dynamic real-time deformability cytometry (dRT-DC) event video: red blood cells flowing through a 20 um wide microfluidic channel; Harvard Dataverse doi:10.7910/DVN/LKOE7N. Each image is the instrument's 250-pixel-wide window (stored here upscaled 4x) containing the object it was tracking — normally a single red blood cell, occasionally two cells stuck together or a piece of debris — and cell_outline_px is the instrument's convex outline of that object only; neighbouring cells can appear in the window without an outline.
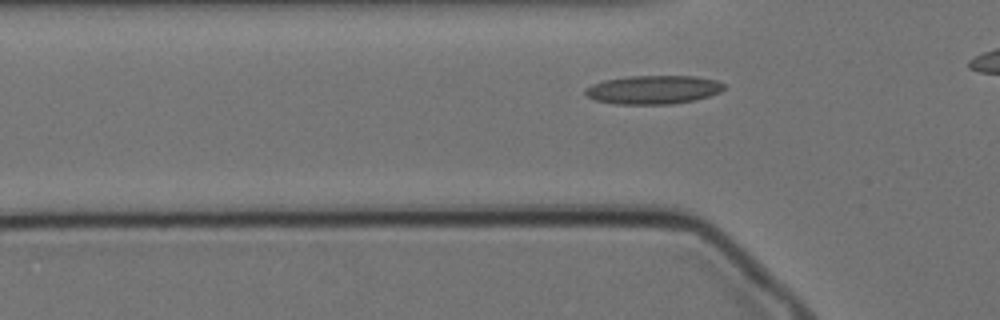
{"species": "Egyptian fruit bat (a non-hibernating species)", "species_latin": "Rousettus aegyptiacus", "temperature_condition": "cold", "stored_images_in_passage": 32, "camera_frame_rate_fps": 3000, "um_per_image_px": 0.085, "animal": {"sex": "female"}, "frame": {"image": 1, "passage_image": 4, "time_ms": 1.0, "image_size_px": [1000, 320], "cell_outline_px": [[724, 88], [720, 92], [708, 96], [692, 100], [672, 104], [616, 104], [596, 100], [588, 96], [584, 92], [592, 84], [604, 80], [628, 76], [696, 76], [716, 80], [724, 84]], "centroid_in_image_um": [55.54, 7.62], "position_along_channel_um": 70.3, "area_um2": 22.95}}
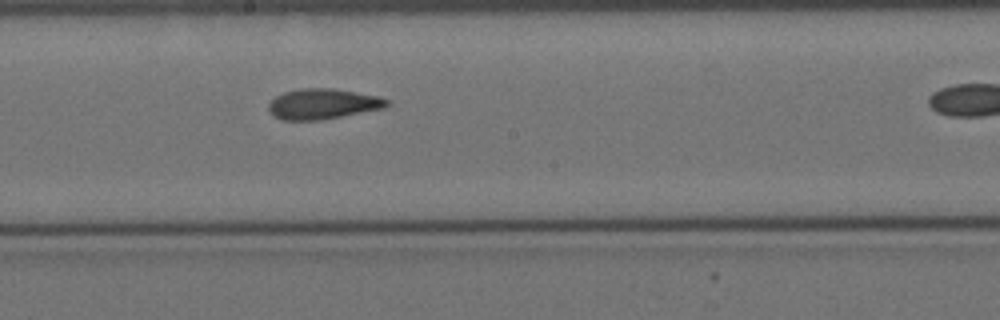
{"frame": {"image": 2, "passage_image": 17, "time_ms": 5.333, "image_size_px": [1000, 320], "cell_outline_px": [[388, 104], [384, 108], [320, 120], [280, 120], [268, 108], [268, 104], [276, 96], [284, 92], [300, 88], [332, 88], [376, 96], [388, 100]], "centroid_in_image_um": [27.41, 8.83], "position_along_channel_um": 220.8, "area_um2": 20.63}}
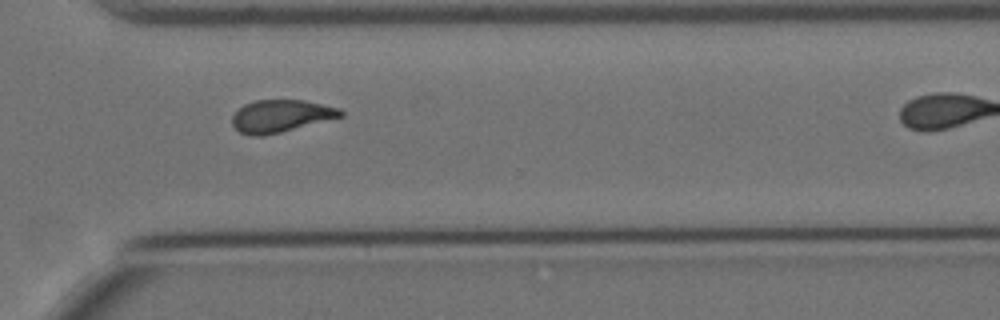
{"frame": {"image": 3, "passage_image": 28, "time_ms": 9.0, "image_size_px": [1000, 320], "cell_outline_px": [[344, 116], [264, 136], [248, 136], [240, 132], [232, 124], [232, 116], [244, 104], [256, 100], [304, 100], [340, 108], [344, 112]], "centroid_in_image_um": [23.87, 9.86], "position_along_channel_um": 346.7, "area_um2": 20.4}}